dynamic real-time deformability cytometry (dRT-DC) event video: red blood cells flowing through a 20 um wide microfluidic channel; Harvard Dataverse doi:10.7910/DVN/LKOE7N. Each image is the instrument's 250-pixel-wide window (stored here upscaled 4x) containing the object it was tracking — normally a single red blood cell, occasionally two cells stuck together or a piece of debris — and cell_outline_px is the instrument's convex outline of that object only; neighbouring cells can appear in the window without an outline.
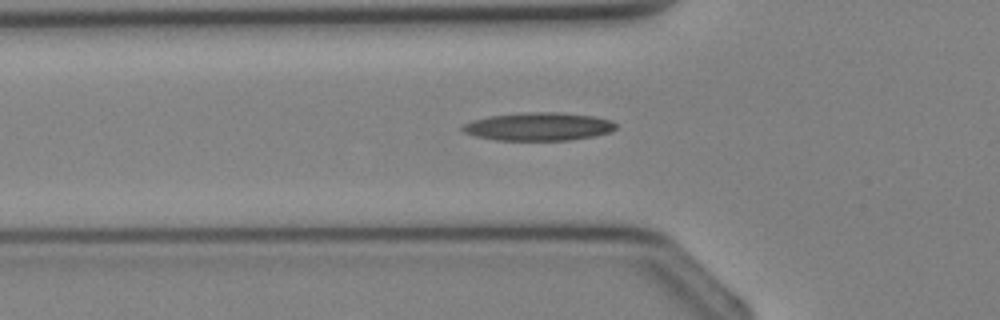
{"species": "Egyptian fruit bat (a non-hibernating species)", "species_latin": "Rousettus aegyptiacus", "temperature_condition": "cold", "stored_images_in_passage": 23, "camera_frame_rate_fps": 3000, "um_per_image_px": 0.085, "animal": {"sex": "female"}, "frame": {"image": 1, "passage_image": 2, "time_ms": 0.333, "image_size_px": [1000, 320], "cell_outline_px": [[616, 128], [612, 132], [592, 136], [568, 140], [496, 140], [476, 136], [464, 132], [460, 128], [464, 124], [472, 120], [488, 116], [524, 112], [560, 112], [592, 116], [612, 120], [616, 124]], "centroid_in_image_um": [45.77, 10.75], "position_along_channel_um": 80.0, "area_um2": 25.14}}
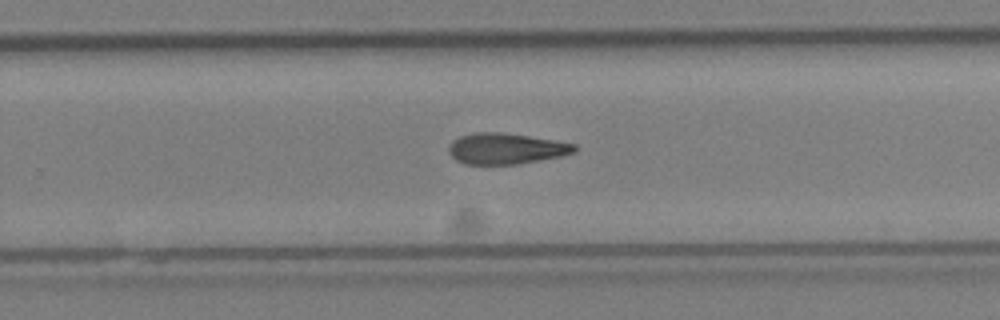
{"frame": {"image": 2, "passage_image": 13, "time_ms": 4.0, "image_size_px": [1000, 320], "cell_outline_px": [[576, 152], [560, 156], [516, 164], [464, 164], [456, 160], [448, 152], [448, 148], [452, 140], [460, 136], [476, 132], [500, 132], [528, 136], [576, 144]], "centroid_in_image_um": [42.97, 12.63], "position_along_channel_um": 286.8, "area_um2": 22.48}}
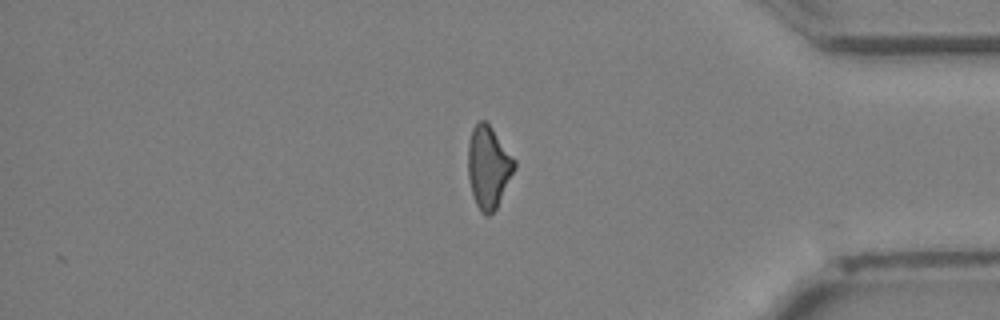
{"frame": {"image": 3, "passage_image": 20, "time_ms": 6.333, "image_size_px": [1000, 320], "cell_outline_px": [[516, 168], [496, 208], [488, 216], [480, 212], [476, 204], [472, 192], [468, 176], [468, 144], [472, 128], [480, 120], [484, 120], [492, 128], [516, 160]], "centroid_in_image_um": [41.52, 14.2], "position_along_channel_um": 393.7, "area_um2": 22.14}}